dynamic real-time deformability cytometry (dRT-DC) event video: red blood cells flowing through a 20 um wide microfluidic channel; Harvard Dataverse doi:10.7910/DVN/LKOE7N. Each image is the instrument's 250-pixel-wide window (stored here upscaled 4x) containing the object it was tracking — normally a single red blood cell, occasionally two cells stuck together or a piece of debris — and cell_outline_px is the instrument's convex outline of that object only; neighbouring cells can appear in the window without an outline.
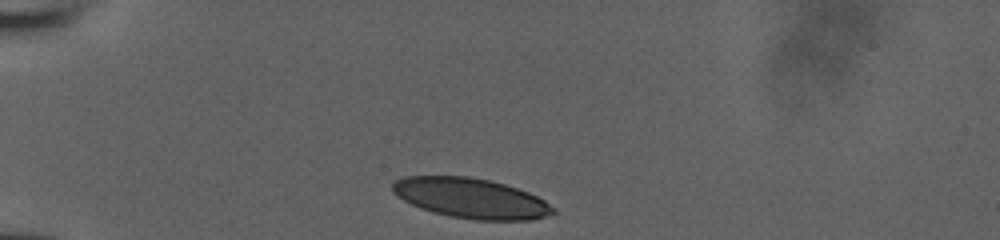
{"species": "human", "species_latin": "Homo sapiens", "temperature_condition": "room temperature", "stored_images_in_passage": 31, "camera_frame_rate_fps": 3000, "um_per_image_px": 0.085, "donor": {"sex": "male"}, "frame": {"image": 1, "passage_image": 1, "time_ms": 0.0, "image_size_px": [1000, 240], "cell_outline_px": [[556, 212], [548, 216], [532, 220], [476, 220], [448, 216], [432, 212], [420, 208], [396, 196], [392, 192], [392, 184], [396, 180], [404, 176], [468, 176], [488, 180], [504, 184], [528, 192], [544, 200], [556, 208]], "centroid_in_image_um": [40.03, 16.85], "position_along_channel_um": 45.0, "area_um2": 37.63}}
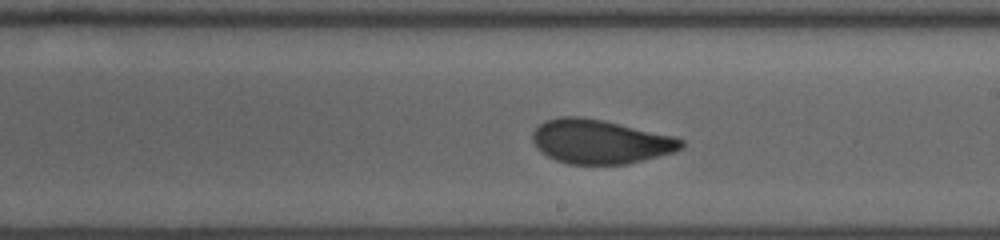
{"frame": {"image": 2, "passage_image": 18, "time_ms": 5.667, "image_size_px": [1000, 240], "cell_outline_px": [[684, 148], [676, 152], [628, 164], [568, 164], [556, 160], [540, 152], [536, 148], [532, 140], [532, 132], [544, 120], [560, 116], [580, 116], [604, 120], [676, 136], [684, 140]], "centroid_in_image_um": [51.04, 12.03], "position_along_channel_um": 238.0, "area_um2": 38.78}}
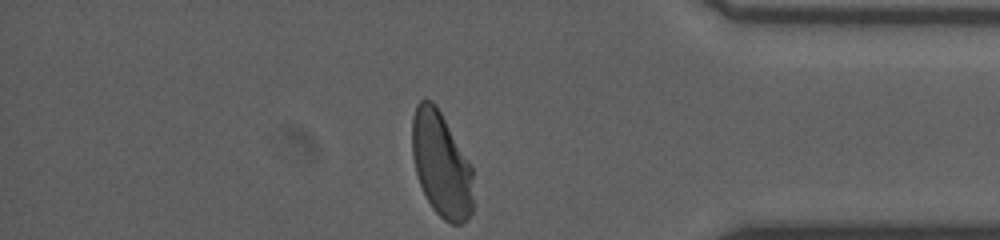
{"frame": {"image": 3, "passage_image": 31, "time_ms": 10.0, "image_size_px": [1000, 240], "cell_outline_px": [[472, 212], [460, 224], [452, 224], [444, 220], [432, 208], [420, 184], [416, 172], [412, 156], [412, 116], [416, 104], [420, 100], [432, 100], [436, 104], [468, 160], [472, 168]], "centroid_in_image_um": [37.48, 13.96], "position_along_channel_um": 397.7, "area_um2": 37.11}}